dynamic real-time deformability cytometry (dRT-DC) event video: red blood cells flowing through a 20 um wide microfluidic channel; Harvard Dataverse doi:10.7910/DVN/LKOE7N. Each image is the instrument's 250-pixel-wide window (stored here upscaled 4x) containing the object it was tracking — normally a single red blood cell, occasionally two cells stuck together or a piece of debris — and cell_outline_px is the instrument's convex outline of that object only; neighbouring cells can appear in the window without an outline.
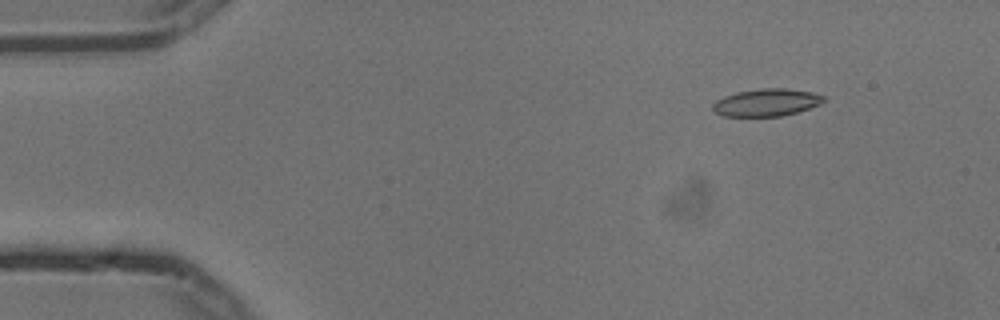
{"species": "common noctule bat (a hibernating species)", "species_latin": "Nyctalus noctula", "temperature_condition": "cold", "stored_images_in_passage": 9, "camera_frame_rate_fps": 3000, "um_per_image_px": 0.085, "animal": {"sex": "male", "body_mass_g": 13.3}, "frame": {"image": 1, "passage_image": 2, "time_ms": 0.333, "image_size_px": [1000, 320], "cell_outline_px": [[824, 100], [820, 104], [796, 112], [780, 116], [724, 116], [716, 112], [712, 108], [712, 104], [716, 100], [724, 96], [736, 92], [760, 88], [784, 88], [812, 92], [824, 96]], "centroid_in_image_um": [65.12, 8.7], "position_along_channel_um": 19.9, "area_um2": 17.57}}
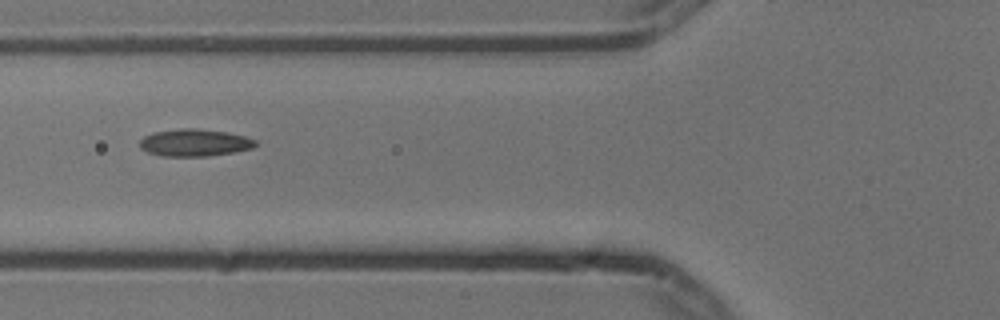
{"frame": {"image": 2, "passage_image": 6, "time_ms": 1.667, "image_size_px": [1000, 320], "cell_outline_px": [[260, 144], [252, 148], [232, 152], [208, 156], [160, 156], [148, 152], [140, 148], [140, 140], [144, 136], [152, 132], [180, 128], [196, 128], [228, 132], [244, 136], [256, 140]], "centroid_in_image_um": [16.54, 12.12], "position_along_channel_um": 109.3, "area_um2": 18.5}}
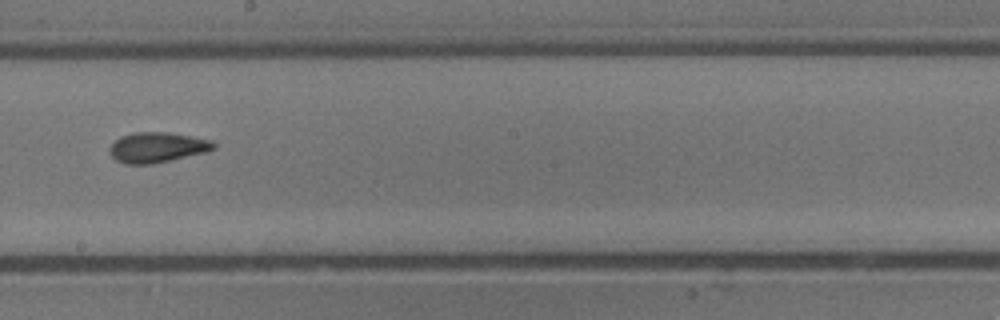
{"frame": {"image": 3, "passage_image": 9, "time_ms": 2.667, "image_size_px": [1000, 320], "cell_outline_px": [[216, 148], [208, 152], [152, 164], [124, 164], [116, 160], [108, 152], [108, 148], [120, 136], [136, 132], [168, 132], [212, 140], [216, 144]], "centroid_in_image_um": [13.37, 12.53], "position_along_channel_um": 234.8, "area_um2": 18.5}}